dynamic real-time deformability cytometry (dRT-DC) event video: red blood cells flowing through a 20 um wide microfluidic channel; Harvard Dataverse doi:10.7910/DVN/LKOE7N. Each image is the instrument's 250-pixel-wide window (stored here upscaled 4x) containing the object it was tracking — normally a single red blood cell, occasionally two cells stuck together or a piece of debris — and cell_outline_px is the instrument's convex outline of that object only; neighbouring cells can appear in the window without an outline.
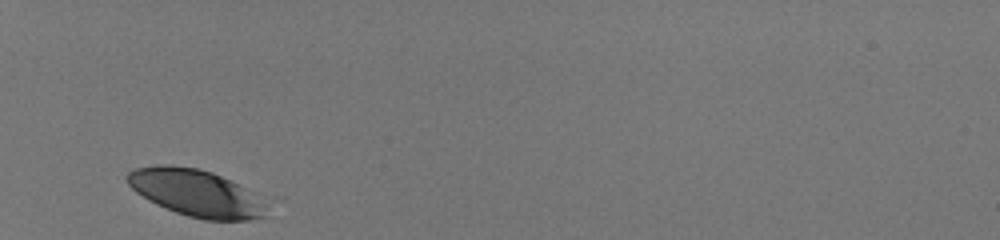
{"species": "human", "species_latin": "Homo sapiens", "temperature_condition": "room temperature", "stored_images_in_passage": 28, "camera_frame_rate_fps": 3000, "um_per_image_px": 0.085, "donor": {"sex": "male"}, "frame": {"image": 1, "passage_image": 1, "time_ms": 0.0, "image_size_px": [1000, 240], "cell_outline_px": [[268, 216], [252, 220], [204, 220], [188, 216], [176, 212], [156, 204], [148, 200], [136, 192], [128, 184], [124, 176], [132, 168], [156, 164], [172, 164], [196, 168], [212, 172], [248, 188], [256, 192]], "centroid_in_image_um": [16.62, 16.38], "position_along_channel_um": 68.4, "area_um2": 38.44}}
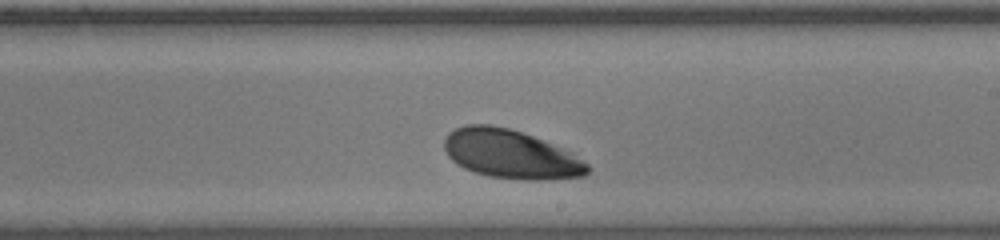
{"frame": {"image": 2, "passage_image": 16, "time_ms": 5.0, "image_size_px": [1000, 240], "cell_outline_px": [[592, 168], [584, 176], [552, 180], [524, 180], [488, 176], [464, 168], [456, 164], [448, 156], [444, 148], [444, 140], [448, 132], [464, 124], [492, 124], [508, 128], [544, 140], [572, 152], [588, 164]], "centroid_in_image_um": [43.42, 13.11], "position_along_channel_um": 245.6, "area_um2": 41.04}}
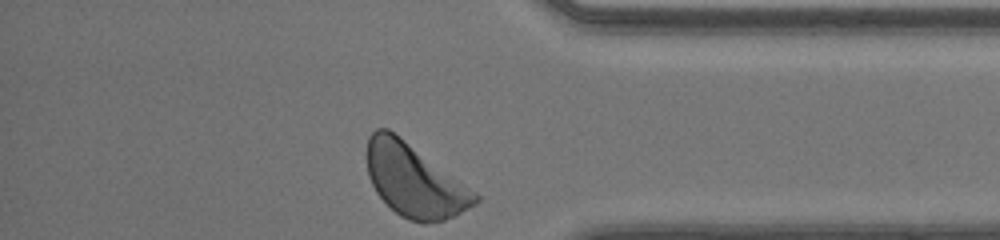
{"frame": {"image": 3, "passage_image": 28, "time_ms": 9.0, "image_size_px": [1000, 240], "cell_outline_px": [[480, 200], [476, 204], [444, 220], [424, 224], [408, 220], [400, 216], [376, 192], [368, 176], [368, 136], [376, 128], [388, 128], [400, 136], [476, 192], [480, 196]], "centroid_in_image_um": [35.22, 15.35], "position_along_channel_um": 400.0, "area_um2": 45.37}, "authors_computed_cell_mechanics": {"area_um2": 41.2114, "velocity_mm_per_s": 3.9952, "shape_relaxation_time_tau1_ms": 1.9686, "shape_relaxation_time_tau2_ms": null, "deformation_change_tau1": 0.1064, "deformation_change_tau2": null}}